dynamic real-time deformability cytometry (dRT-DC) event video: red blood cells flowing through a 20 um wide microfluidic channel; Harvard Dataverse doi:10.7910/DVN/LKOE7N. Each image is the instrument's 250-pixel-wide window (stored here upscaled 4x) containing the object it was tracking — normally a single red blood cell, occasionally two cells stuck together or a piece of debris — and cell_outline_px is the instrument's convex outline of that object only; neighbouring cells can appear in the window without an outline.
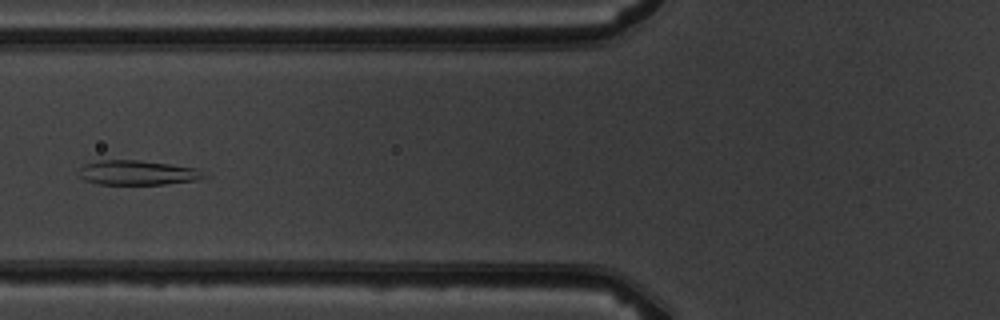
{"species": "common noctule bat (a hibernating species)", "species_latin": "Nyctalus noctula", "temperature_condition": "warm", "stored_images_in_passage": 8, "camera_frame_rate_fps": 3000, "um_per_image_px": 0.085, "animal": {"sex": "male", "body_mass_g": 19.5, "forearm_length_mm": 54.6}, "frame": {"image": 1, "passage_image": 6, "time_ms": 6.0, "image_size_px": [1000, 320], "cell_outline_px": [[208, 176], [200, 180], [164, 184], [100, 184], [84, 180], [80, 176], [80, 168], [84, 164], [100, 160], [136, 160], [168, 164], [196, 168]], "centroid_in_image_um": [11.7, 14.68], "position_along_channel_um": 114.1, "area_um2": 17.8}}
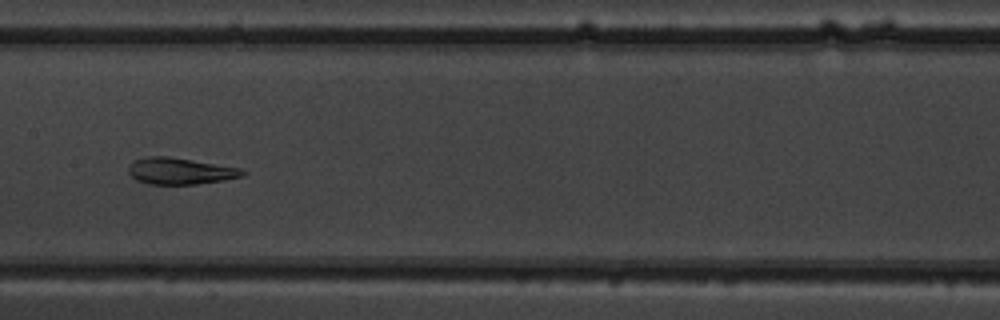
{"frame": {"image": 2, "passage_image": 8, "time_ms": 8.0, "image_size_px": [1000, 320], "cell_outline_px": [[248, 172], [244, 176], [224, 180], [196, 184], [148, 184], [136, 180], [128, 172], [128, 168], [136, 160], [148, 156], [168, 156], [240, 168]], "centroid_in_image_um": [15.34, 14.55], "position_along_channel_um": 192.1, "area_um2": 17.51}}